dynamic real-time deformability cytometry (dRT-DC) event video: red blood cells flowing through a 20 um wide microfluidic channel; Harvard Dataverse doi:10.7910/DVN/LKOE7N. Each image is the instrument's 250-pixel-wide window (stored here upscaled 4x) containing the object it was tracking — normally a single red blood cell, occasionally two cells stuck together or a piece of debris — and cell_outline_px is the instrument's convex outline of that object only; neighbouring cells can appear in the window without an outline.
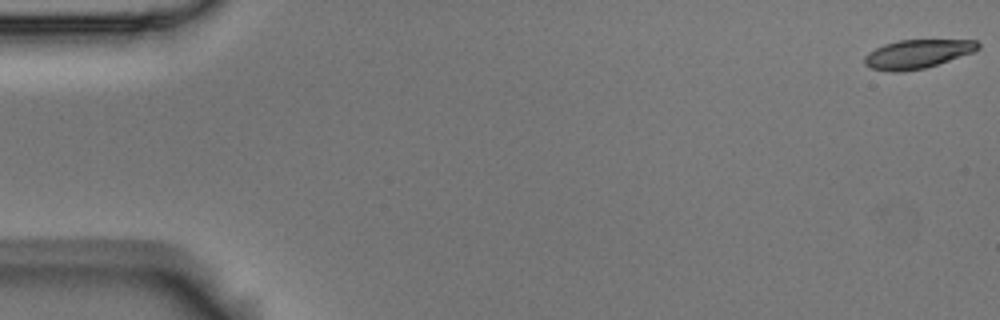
{"species": "Egyptian fruit bat (a non-hibernating species)", "species_latin": "Rousettus aegyptiacus", "temperature_condition": "room temperature", "stored_images_in_passage": 4, "camera_frame_rate_fps": 3000, "um_per_image_px": 0.085, "animal": {"sex": "male"}, "frame": {"image": 1, "passage_image": 1, "time_ms": 0.0, "image_size_px": [1000, 320], "cell_outline_px": [[980, 48], [976, 52], [924, 68], [904, 72], [892, 72], [868, 68], [864, 64], [864, 56], [868, 52], [884, 44], [900, 40], [976, 40], [980, 44]], "centroid_in_image_um": [77.97, 4.6], "position_along_channel_um": 7.0, "area_um2": 19.25}}
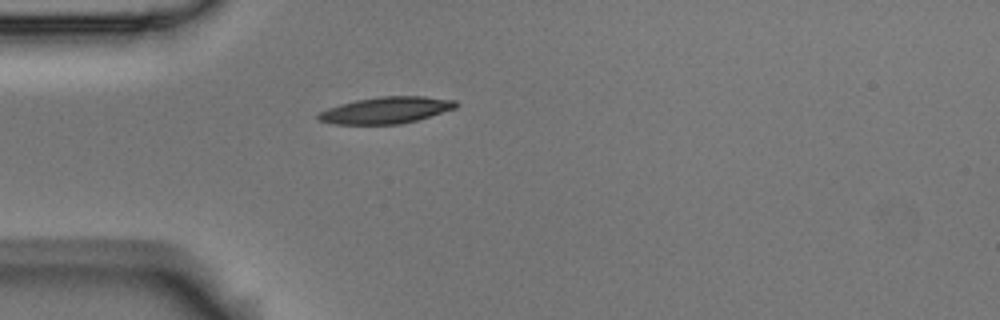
{"frame": {"image": 2, "passage_image": 4, "time_ms": 1.0, "image_size_px": [1000, 320], "cell_outline_px": [[460, 104], [456, 108], [416, 120], [400, 124], [332, 124], [320, 120], [316, 116], [320, 112], [328, 108], [340, 104], [356, 100], [380, 96], [424, 96], [456, 100]], "centroid_in_image_um": [32.84, 9.36], "position_along_channel_um": 52.2, "area_um2": 21.27}}